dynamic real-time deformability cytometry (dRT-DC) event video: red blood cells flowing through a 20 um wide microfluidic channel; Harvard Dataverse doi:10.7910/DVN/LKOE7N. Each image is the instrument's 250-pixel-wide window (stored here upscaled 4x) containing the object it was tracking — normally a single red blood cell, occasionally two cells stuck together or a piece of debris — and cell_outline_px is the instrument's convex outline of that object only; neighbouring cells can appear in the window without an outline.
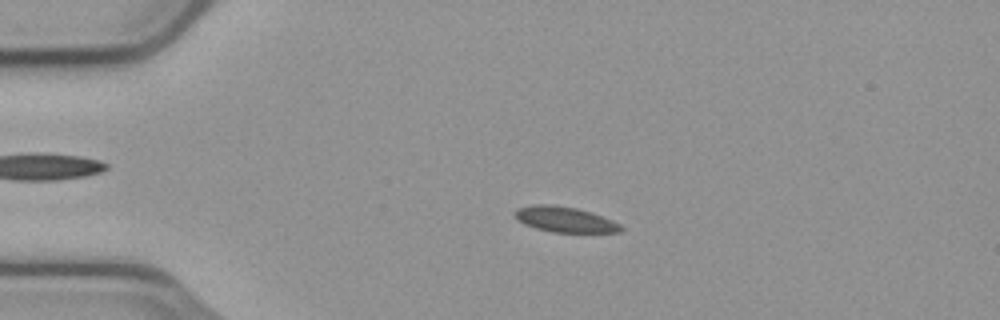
{"species": "common noctule bat (a hibernating species)", "species_latin": "Nyctalus noctula", "temperature_condition": "cold", "stored_images_in_passage": 53, "camera_frame_rate_fps": 3000, "um_per_image_px": 0.085, "animal": {"sex": "male", "body_mass_g": 23.1, "forearm_length_mm": 52.7}, "frame": {"image": 1, "passage_image": 10, "time_ms": 3.0, "image_size_px": [1000, 320], "cell_outline_px": [[624, 228], [620, 232], [552, 232], [536, 228], [524, 224], [516, 216], [516, 208], [532, 204], [552, 204], [576, 208], [592, 212], [612, 220], [620, 224]], "centroid_in_image_um": [48.03, 18.64], "position_along_channel_um": 37.0, "area_um2": 15.66}}
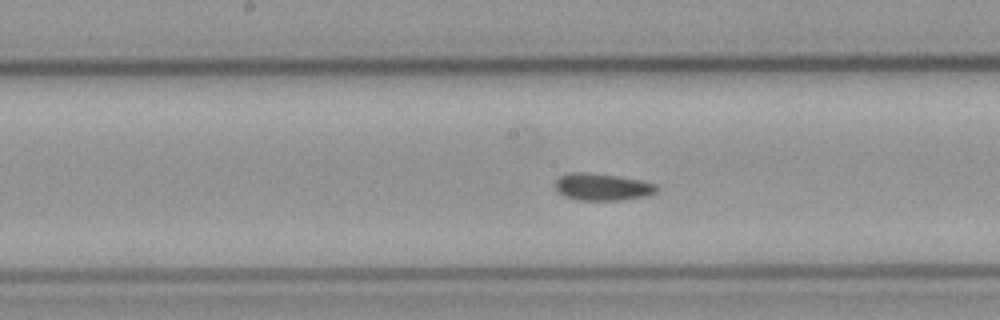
{"frame": {"image": 2, "passage_image": 26, "time_ms": 8.333, "image_size_px": [1000, 320], "cell_outline_px": [[660, 188], [656, 192], [648, 196], [620, 200], [576, 200], [564, 196], [556, 192], [556, 180], [560, 176], [568, 172], [588, 172], [616, 176], [640, 180], [656, 184]], "centroid_in_image_um": [51.19, 15.89], "position_along_channel_um": 197.0, "area_um2": 16.18}}
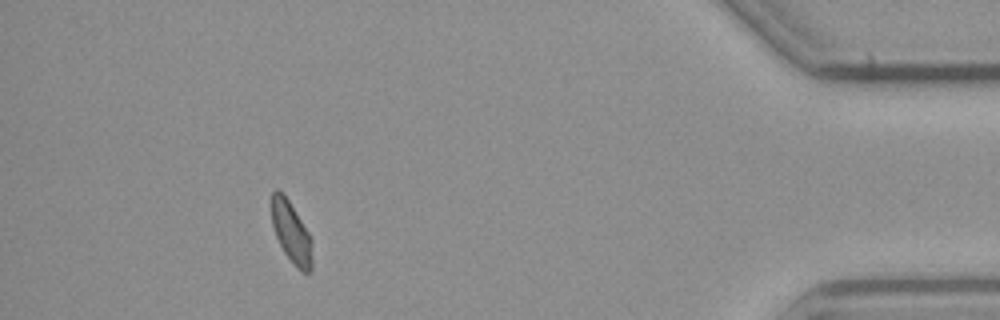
{"frame": {"image": 3, "passage_image": 48, "time_ms": 15.667, "image_size_px": [1000, 320], "cell_outline_px": [[312, 268], [308, 272], [304, 272], [284, 252], [276, 236], [272, 224], [272, 192], [276, 188], [288, 200], [308, 232], [312, 240]], "centroid_in_image_um": [24.77, 19.74], "position_along_channel_um": 410.4, "area_um2": 13.93}, "authors_computed_cell_mechanics": {"area_um2": 15.6638, "velocity_mm_per_s": 3.7203, "shape_relaxation_time_tau1_ms": null, "shape_relaxation_time_tau2_ms": 7.616, "deformation_change_tau1": null, "deformation_change_tau2": 0.0772}}